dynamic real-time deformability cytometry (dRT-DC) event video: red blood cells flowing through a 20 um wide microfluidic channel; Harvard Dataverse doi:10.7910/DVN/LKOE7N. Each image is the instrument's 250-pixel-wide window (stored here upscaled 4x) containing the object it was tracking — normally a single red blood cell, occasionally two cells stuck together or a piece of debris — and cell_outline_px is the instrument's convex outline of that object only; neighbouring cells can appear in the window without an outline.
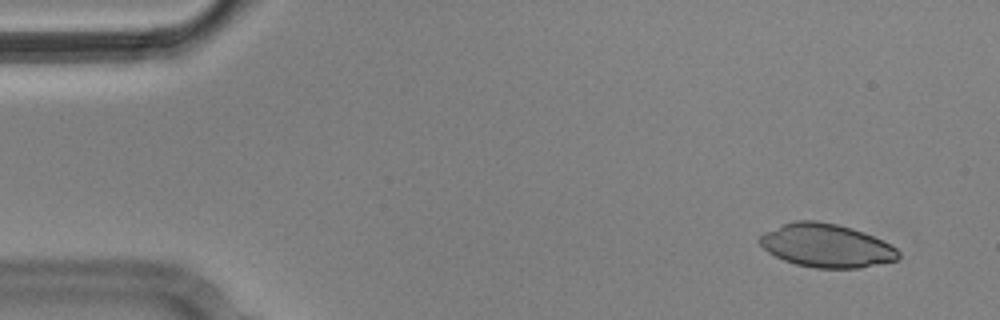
{"species": "Egyptian fruit bat (a non-hibernating species)", "species_latin": "Rousettus aegyptiacus", "temperature_condition": "cold", "stored_images_in_passage": 4, "camera_frame_rate_fps": 3000, "um_per_image_px": 0.085, "animal": {"sex": "male"}, "frame": {"image": 1, "passage_image": 1, "time_ms": 0.0, "image_size_px": [1000, 320], "cell_outline_px": [[900, 256], [896, 260], [860, 268], [816, 268], [796, 264], [784, 260], [768, 252], [760, 244], [760, 236], [764, 232], [784, 224], [796, 220], [816, 220], [836, 224], [852, 228], [864, 232], [896, 248], [900, 252]], "centroid_in_image_um": [70.24, 20.87], "position_along_channel_um": 14.8, "area_um2": 34.8}}